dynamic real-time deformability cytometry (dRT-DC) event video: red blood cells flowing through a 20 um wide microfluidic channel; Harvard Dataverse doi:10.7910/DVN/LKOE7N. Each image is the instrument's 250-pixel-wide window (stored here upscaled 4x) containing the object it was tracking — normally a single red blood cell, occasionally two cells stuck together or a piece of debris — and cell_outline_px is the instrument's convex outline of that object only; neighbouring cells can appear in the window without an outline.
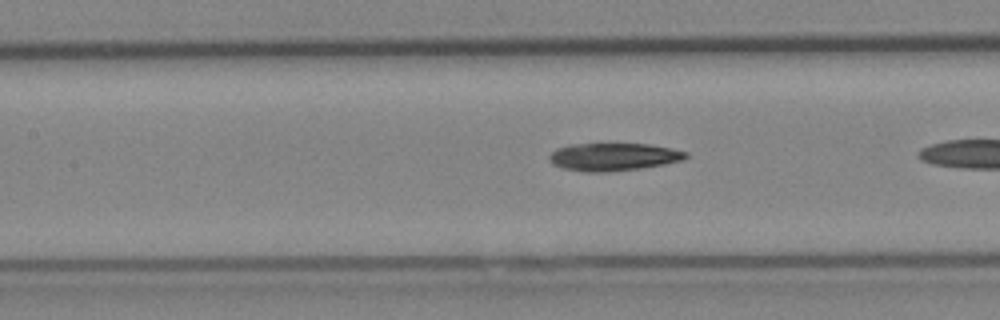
{"species": "Egyptian fruit bat (a non-hibernating species)", "species_latin": "Rousettus aegyptiacus", "temperature_condition": "cold", "stored_images_in_passage": 23, "camera_frame_rate_fps": 3000, "um_per_image_px": 0.085, "animal": {"sex": "female"}, "frame": {"image": 1, "passage_image": 7, "time_ms": 2.0, "image_size_px": [1000, 320], "cell_outline_px": [[688, 156], [684, 160], [664, 164], [640, 168], [604, 172], [584, 172], [564, 168], [552, 164], [548, 160], [548, 156], [556, 148], [568, 144], [648, 144], [672, 148], [688, 152]], "centroid_in_image_um": [52.13, 13.33], "position_along_channel_um": 155.3, "area_um2": 22.14}}
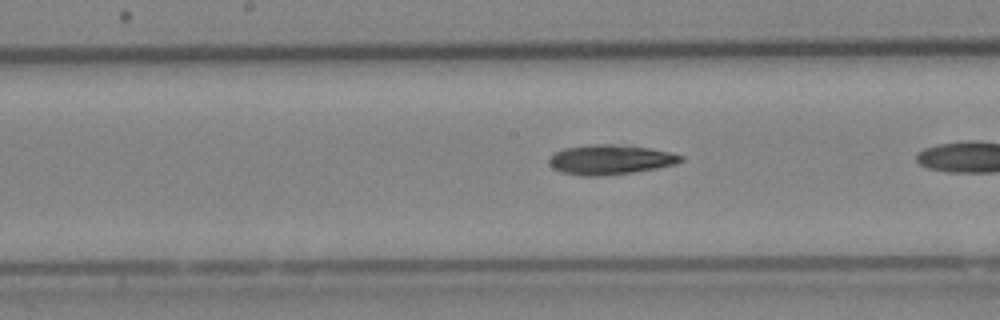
{"frame": {"image": 2, "passage_image": 10, "time_ms": 3.0, "image_size_px": [1000, 320], "cell_outline_px": [[684, 160], [676, 164], [656, 168], [632, 172], [604, 176], [584, 176], [560, 172], [552, 168], [548, 164], [548, 160], [552, 152], [564, 148], [588, 144], [612, 144], [648, 148], [668, 152], [684, 156]], "centroid_in_image_um": [51.8, 13.57], "position_along_channel_um": 196.4, "area_um2": 23.0}}